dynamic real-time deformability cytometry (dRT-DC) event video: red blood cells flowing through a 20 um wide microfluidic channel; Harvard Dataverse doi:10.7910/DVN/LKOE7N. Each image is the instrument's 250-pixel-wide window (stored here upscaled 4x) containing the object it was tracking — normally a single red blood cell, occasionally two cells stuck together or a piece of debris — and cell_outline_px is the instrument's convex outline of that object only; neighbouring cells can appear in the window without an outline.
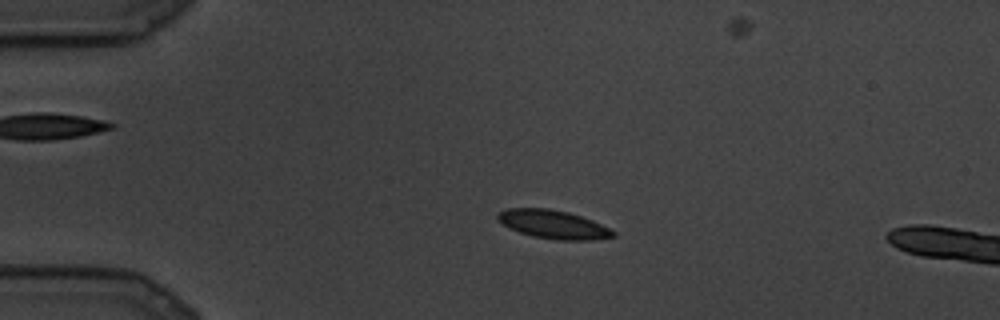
{"species": "common noctule bat (a hibernating species)", "species_latin": "Nyctalus noctula", "temperature_condition": "cold", "stored_images_in_passage": 89, "camera_frame_rate_fps": 3000, "um_per_image_px": 0.085, "animal": {"sex": "male", "body_mass_g": 19.5, "forearm_length_mm": 54.6}, "frame": {"image": 1, "passage_image": 18, "time_ms": 5.667, "image_size_px": [1000, 320], "cell_outline_px": [[616, 236], [592, 240], [556, 240], [532, 236], [508, 228], [496, 220], [496, 212], [504, 208], [548, 208], [568, 212], [592, 220], [616, 232]], "centroid_in_image_um": [46.96, 19.07], "position_along_channel_um": 38.0, "area_um2": 19.36}}
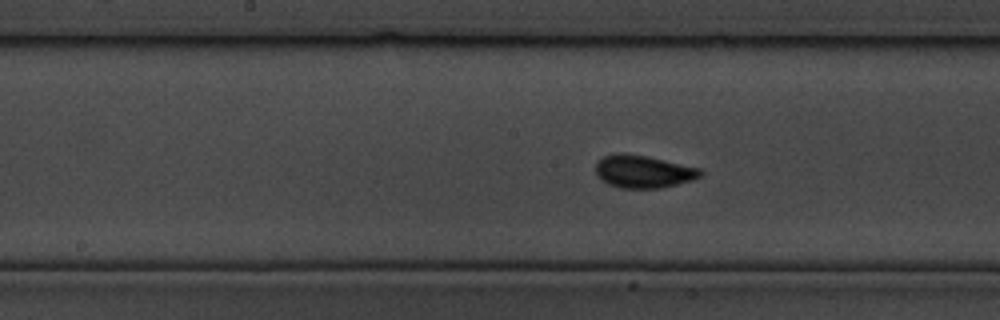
{"frame": {"image": 2, "passage_image": 44, "time_ms": 14.333, "image_size_px": [1000, 320], "cell_outline_px": [[704, 172], [700, 176], [692, 180], [660, 188], [620, 188], [608, 184], [596, 172], [596, 164], [604, 156], [616, 152], [624, 152], [644, 156], [700, 168]], "centroid_in_image_um": [54.68, 14.58], "position_along_channel_um": 193.5, "area_um2": 19.65}}
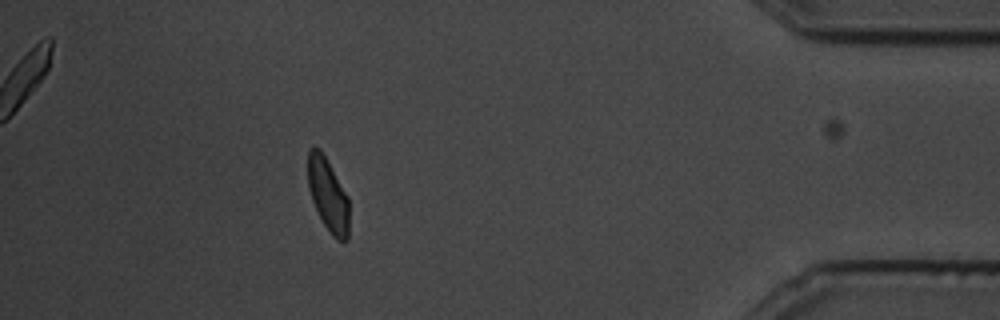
{"frame": {"image": 3, "passage_image": 79, "time_ms": 26.0, "image_size_px": [1000, 320], "cell_outline_px": [[348, 240], [336, 240], [332, 236], [324, 224], [312, 200], [308, 188], [308, 148], [320, 148], [348, 196]], "centroid_in_image_um": [27.87, 16.56], "position_along_channel_um": 407.3, "area_um2": 17.34}}